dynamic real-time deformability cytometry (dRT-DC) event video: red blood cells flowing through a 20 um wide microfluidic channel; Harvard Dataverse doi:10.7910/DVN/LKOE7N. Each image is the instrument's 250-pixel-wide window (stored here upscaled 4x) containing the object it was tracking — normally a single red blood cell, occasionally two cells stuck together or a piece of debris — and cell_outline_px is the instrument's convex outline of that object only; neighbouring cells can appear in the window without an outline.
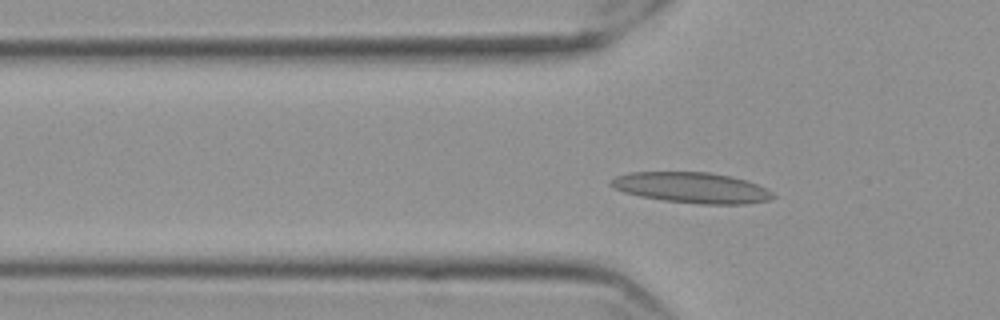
{"species": "Egyptian fruit bat (a non-hibernating species)", "species_latin": "Rousettus aegyptiacus", "temperature_condition": "cold", "stored_images_in_passage": 46, "camera_frame_rate_fps": 3000, "um_per_image_px": 0.085, "frame": {"image": 1, "passage_image": 15, "time_ms": 4.667, "image_size_px": [1000, 320], "cell_outline_px": [[776, 196], [768, 200], [748, 204], [700, 204], [664, 200], [640, 196], [624, 192], [612, 188], [608, 184], [616, 176], [632, 172], [708, 172], [728, 176], [744, 180], [756, 184], [772, 192]], "centroid_in_image_um": [58.77, 15.96], "position_along_channel_um": 67.0, "area_um2": 28.73}}
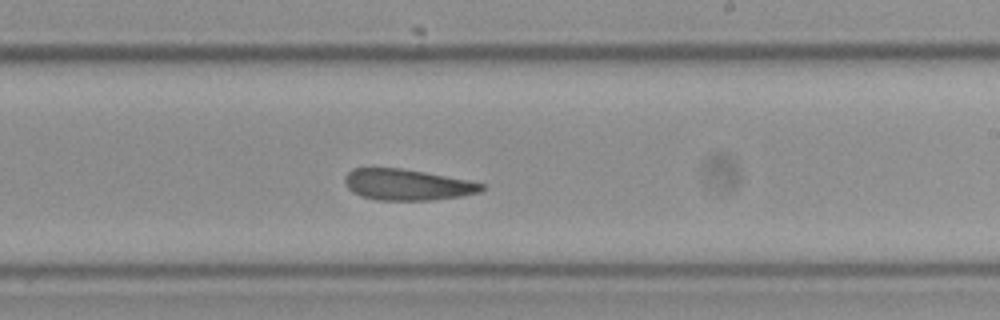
{"frame": {"image": 2, "passage_image": 31, "time_ms": 10.0, "image_size_px": [1000, 320], "cell_outline_px": [[484, 188], [480, 192], [460, 196], [432, 200], [376, 200], [360, 196], [352, 192], [348, 188], [344, 180], [344, 176], [352, 168], [400, 168], [472, 180], [484, 184]], "centroid_in_image_um": [34.61, 15.7], "position_along_channel_um": 254.4, "area_um2": 24.91}}
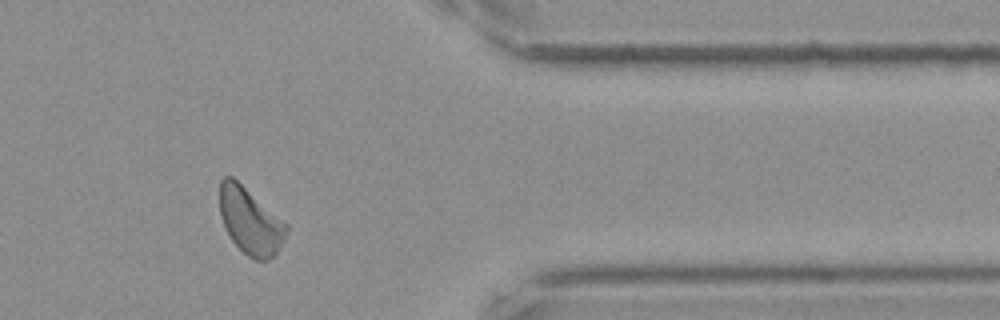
{"frame": {"image": 3, "passage_image": 44, "time_ms": 14.333, "image_size_px": [1000, 320], "cell_outline_px": [[288, 232], [276, 252], [268, 260], [256, 260], [248, 256], [232, 240], [224, 224], [220, 212], [220, 180], [224, 176], [232, 176], [288, 224]], "centroid_in_image_um": [21.28, 18.77], "position_along_channel_um": 390.1, "area_um2": 25.37}, "authors_computed_cell_mechanics": {"area_um2": 25.721, "velocity_mm_per_s": 3.5271, "shape_relaxation_time_tau1_ms": null, "shape_relaxation_time_tau2_ms": 7.8161, "deformation_change_tau1": null, "deformation_change_tau2": 0.1731}}